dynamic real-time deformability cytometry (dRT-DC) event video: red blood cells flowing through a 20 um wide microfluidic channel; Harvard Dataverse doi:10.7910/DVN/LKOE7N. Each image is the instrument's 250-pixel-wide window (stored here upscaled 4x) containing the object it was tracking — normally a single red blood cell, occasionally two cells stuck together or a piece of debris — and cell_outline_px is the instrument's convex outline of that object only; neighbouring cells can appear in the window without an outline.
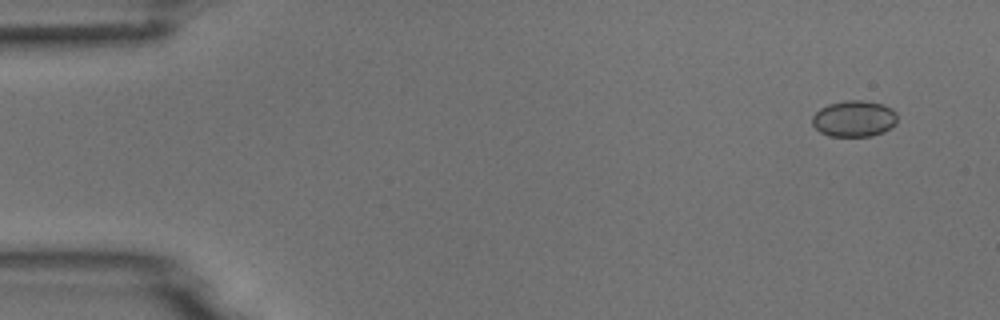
{"species": "common noctule bat (a hibernating species)", "species_latin": "Nyctalus noctula", "temperature_condition": "room temperature", "stored_images_in_passage": 6, "camera_frame_rate_fps": 3000, "um_per_image_px": 0.085, "animal": {"sex": "male", "body_mass_g": 18.8}, "frame": {"image": 1, "passage_image": 1, "time_ms": 0.0, "image_size_px": [1000, 320], "cell_outline_px": [[896, 124], [892, 128], [884, 132], [872, 136], [828, 136], [820, 132], [812, 124], [812, 116], [820, 108], [828, 104], [844, 100], [864, 100], [880, 104], [892, 108], [896, 112]], "centroid_in_image_um": [72.6, 10.09], "position_along_channel_um": 12.4, "area_um2": 18.15}}
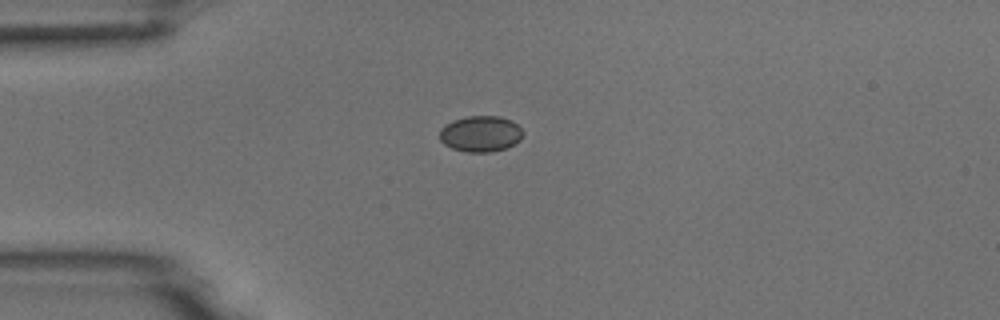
{"frame": {"image": 2, "passage_image": 4, "time_ms": 1.0, "image_size_px": [1000, 320], "cell_outline_px": [[524, 136], [520, 140], [508, 148], [488, 152], [468, 152], [452, 148], [444, 144], [440, 140], [440, 128], [444, 124], [452, 120], [468, 116], [500, 116], [512, 120], [524, 132]], "centroid_in_image_um": [40.86, 11.37], "position_along_channel_um": 44.1, "area_um2": 17.69}}
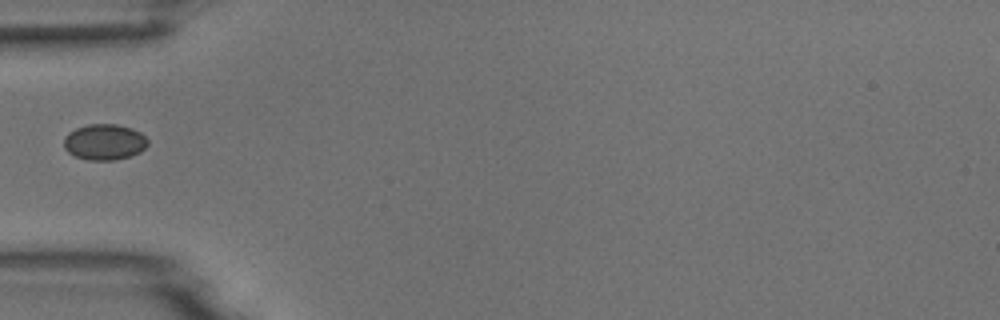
{"frame": {"image": 3, "passage_image": 5, "time_ms": 1.333, "image_size_px": [1000, 320], "cell_outline_px": [[148, 144], [140, 152], [132, 156], [116, 160], [88, 160], [76, 156], [68, 152], [64, 148], [64, 136], [68, 132], [76, 128], [88, 124], [116, 124], [132, 128], [140, 132], [148, 140]], "centroid_in_image_um": [8.88, 12.07], "position_along_channel_um": 76.1, "area_um2": 17.69}}